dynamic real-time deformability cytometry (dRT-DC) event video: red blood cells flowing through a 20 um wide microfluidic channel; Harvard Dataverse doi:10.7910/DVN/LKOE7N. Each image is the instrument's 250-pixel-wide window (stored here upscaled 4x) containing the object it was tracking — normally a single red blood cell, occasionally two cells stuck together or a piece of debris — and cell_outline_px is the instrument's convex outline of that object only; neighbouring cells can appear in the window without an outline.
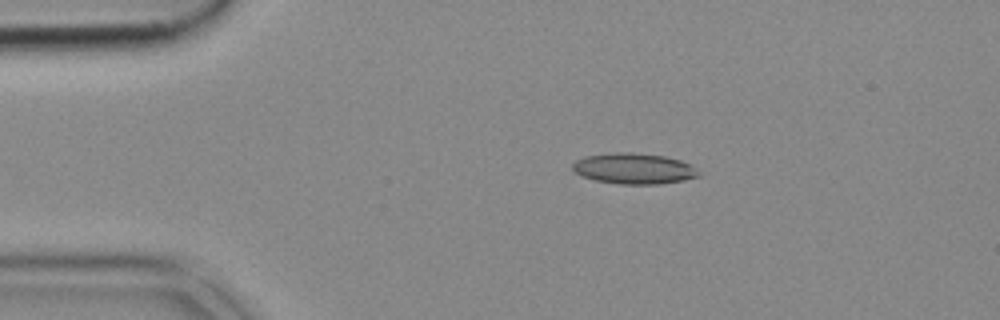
{"species": "common noctule bat (a hibernating species)", "species_latin": "Nyctalus noctula", "temperature_condition": "cold", "stored_images_in_passage": 51, "camera_frame_rate_fps": 3000, "um_per_image_px": 0.085, "animal": {"sex": "female", "body_mass_g": 18.4}, "frame": {"image": 1, "passage_image": 9, "time_ms": 2.667, "image_size_px": [1000, 320], "cell_outline_px": [[700, 176], [684, 180], [660, 184], [620, 184], [596, 180], [580, 176], [572, 168], [572, 164], [576, 160], [584, 156], [612, 152], [632, 152], [664, 156], [680, 160], [696, 168], [700, 172]], "centroid_in_image_um": [53.87, 14.32], "position_along_channel_um": 31.1, "area_um2": 22.72}}
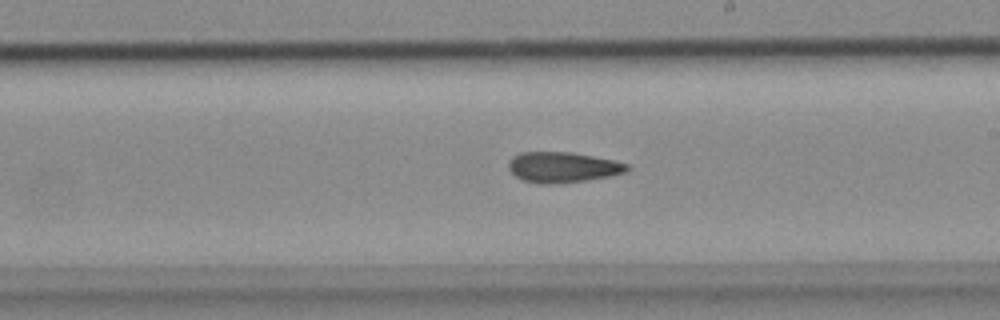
{"frame": {"image": 2, "passage_image": 29, "time_ms": 9.333, "image_size_px": [1000, 320], "cell_outline_px": [[632, 168], [628, 172], [608, 176], [560, 184], [544, 184], [520, 180], [508, 168], [508, 160], [512, 156], [520, 152], [572, 152], [616, 160], [632, 164]], "centroid_in_image_um": [47.87, 14.21], "position_along_channel_um": 241.1, "area_um2": 21.5}}
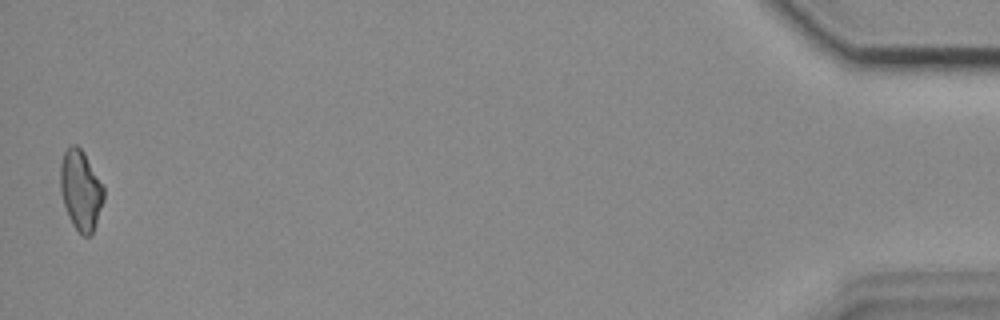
{"frame": {"image": 3, "passage_image": 51, "time_ms": 16.667, "image_size_px": [1000, 320], "cell_outline_px": [[104, 200], [96, 224], [92, 232], [88, 236], [84, 236], [72, 224], [68, 216], [60, 192], [60, 164], [64, 152], [72, 144], [76, 144], [84, 152], [104, 188]], "centroid_in_image_um": [6.85, 16.15], "position_along_channel_um": 428.3, "area_um2": 20.11}}